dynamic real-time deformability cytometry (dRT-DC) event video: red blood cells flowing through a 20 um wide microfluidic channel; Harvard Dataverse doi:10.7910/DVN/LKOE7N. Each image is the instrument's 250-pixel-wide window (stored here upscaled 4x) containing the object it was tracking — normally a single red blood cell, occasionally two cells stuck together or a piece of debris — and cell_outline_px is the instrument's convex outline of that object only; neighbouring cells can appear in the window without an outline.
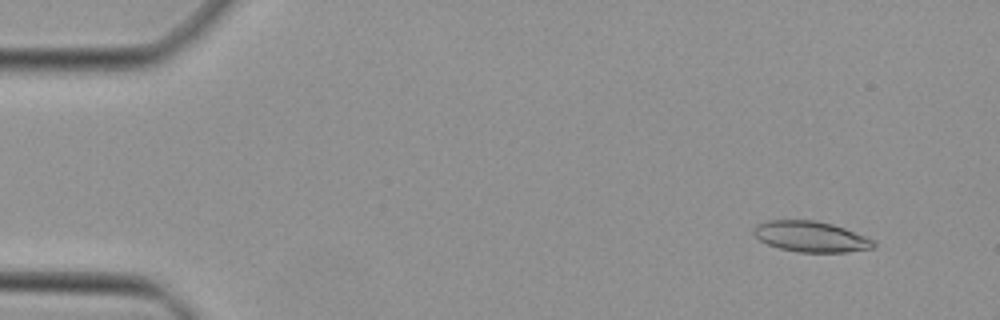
{"species": "Egyptian fruit bat (a non-hibernating species)", "species_latin": "Rousettus aegyptiacus", "temperature_condition": "cold", "stored_images_in_passage": 12, "camera_frame_rate_fps": 3000, "um_per_image_px": 0.085, "animal": {"sex": "female"}, "frame": {"image": 1, "passage_image": 1, "time_ms": 0.0, "image_size_px": [1000, 320], "cell_outline_px": [[876, 244], [872, 248], [848, 252], [800, 252], [780, 248], [768, 244], [760, 240], [752, 232], [752, 228], [756, 224], [768, 220], [816, 220], [832, 224], [844, 228], [864, 236], [872, 240]], "centroid_in_image_um": [68.88, 20.1], "position_along_channel_um": 16.1, "area_um2": 21.33}}